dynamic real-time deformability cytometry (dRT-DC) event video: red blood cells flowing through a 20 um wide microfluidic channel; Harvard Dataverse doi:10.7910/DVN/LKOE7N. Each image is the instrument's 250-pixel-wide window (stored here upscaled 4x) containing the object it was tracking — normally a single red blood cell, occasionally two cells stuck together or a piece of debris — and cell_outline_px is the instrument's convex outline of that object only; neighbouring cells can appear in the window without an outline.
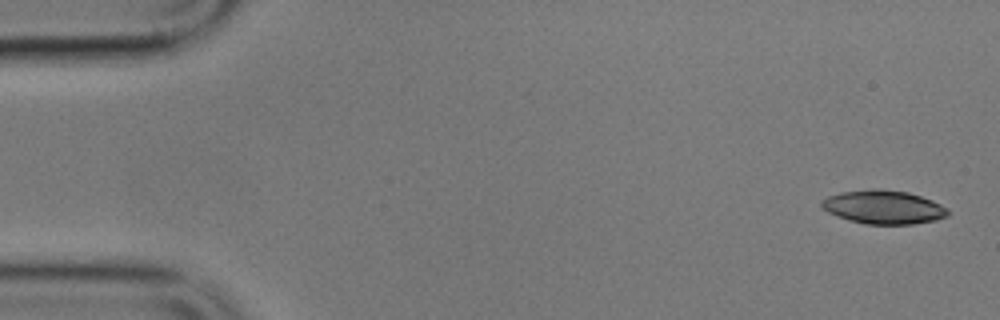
{"species": "common noctule bat (a hibernating species)", "species_latin": "Nyctalus noctula", "temperature_condition": "cold", "stored_images_in_passage": 5, "camera_frame_rate_fps": 3000, "um_per_image_px": 0.085, "animal": {"sex": "male", "body_mass_g": 17.9}, "frame": {"image": 1, "passage_image": 1, "time_ms": 0.0, "image_size_px": [1000, 320], "cell_outline_px": [[948, 216], [936, 220], [912, 224], [868, 224], [848, 220], [828, 212], [820, 204], [820, 200], [828, 196], [840, 192], [908, 192], [932, 200], [948, 208]], "centroid_in_image_um": [75.13, 17.66], "position_along_channel_um": 9.9, "area_um2": 23.76}}